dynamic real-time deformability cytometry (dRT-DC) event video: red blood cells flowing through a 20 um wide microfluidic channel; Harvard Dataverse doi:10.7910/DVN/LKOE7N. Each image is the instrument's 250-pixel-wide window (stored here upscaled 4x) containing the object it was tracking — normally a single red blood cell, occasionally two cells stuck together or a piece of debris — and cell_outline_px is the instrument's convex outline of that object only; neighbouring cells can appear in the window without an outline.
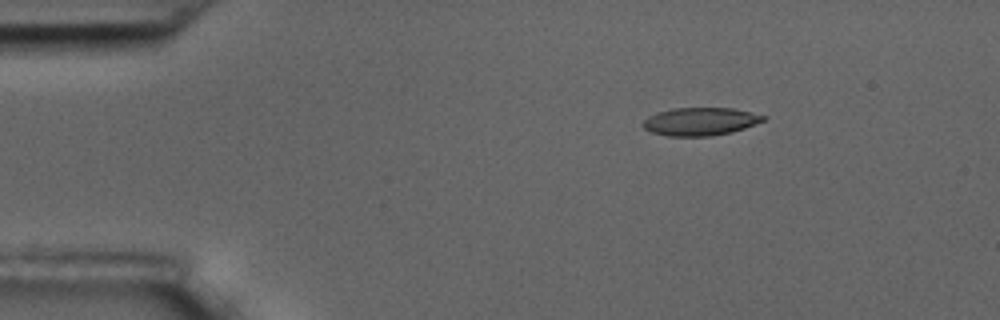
{"species": "common noctule bat (a hibernating species)", "species_latin": "Nyctalus noctula", "temperature_condition": "room temperature", "stored_images_in_passage": 6, "camera_frame_rate_fps": 3000, "um_per_image_px": 0.085, "animal": {"sex": "male", "body_mass_g": 17.5, "forearm_length_mm": 52.3}, "frame": {"image": 1, "passage_image": 3, "time_ms": 0.667, "image_size_px": [1000, 320], "cell_outline_px": [[768, 116], [764, 120], [744, 128], [732, 132], [712, 136], [668, 136], [652, 132], [644, 128], [640, 124], [648, 116], [656, 112], [672, 108], [732, 108]], "centroid_in_image_um": [59.49, 10.32], "position_along_channel_um": 25.5, "area_um2": 19.65}}
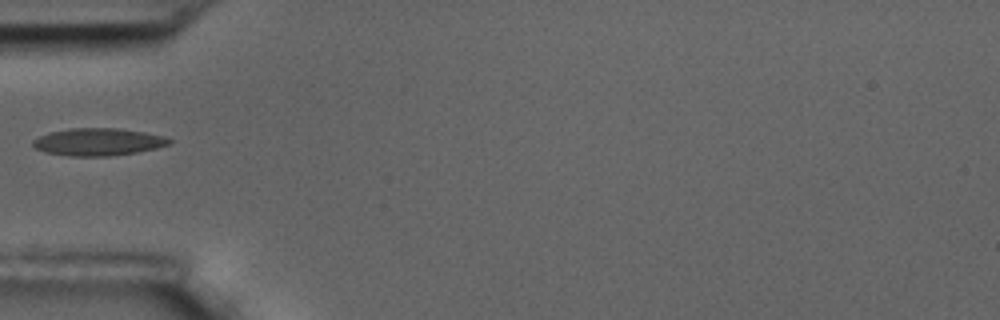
{"frame": {"image": 2, "passage_image": 6, "time_ms": 1.667, "image_size_px": [1000, 320], "cell_outline_px": [[172, 140], [168, 144], [156, 148], [136, 152], [108, 156], [68, 156], [44, 152], [36, 148], [32, 144], [32, 140], [48, 132], [68, 128], [120, 128], [144, 132], [164, 136]], "centroid_in_image_um": [8.3, 12.05], "position_along_channel_um": 76.7, "area_um2": 21.79}}